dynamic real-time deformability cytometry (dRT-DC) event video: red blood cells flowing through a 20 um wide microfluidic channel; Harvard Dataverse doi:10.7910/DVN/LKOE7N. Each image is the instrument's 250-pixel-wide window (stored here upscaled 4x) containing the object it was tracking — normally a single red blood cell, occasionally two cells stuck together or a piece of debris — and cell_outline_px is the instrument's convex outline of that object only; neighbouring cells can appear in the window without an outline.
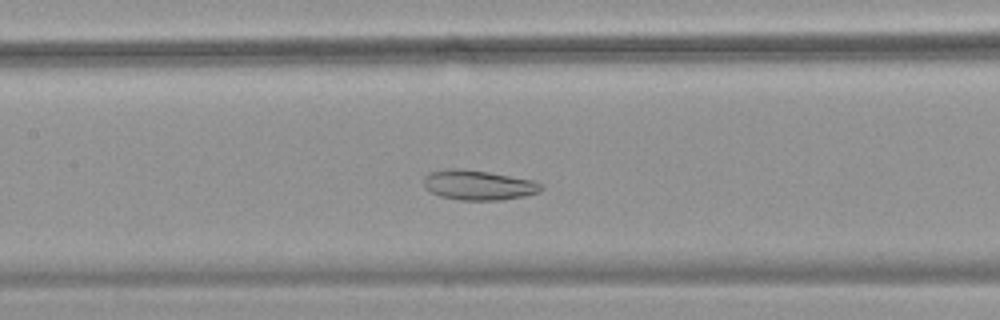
{"species": "common noctule bat (a hibernating species)", "species_latin": "Nyctalus noctula", "temperature_condition": "warm", "stored_images_in_passage": 51, "camera_frame_rate_fps": 3000, "um_per_image_px": 0.085, "animal": {"sex": "female", "body_mass_g": 18.4}, "frame": {"image": 1, "passage_image": 22, "time_ms": 7.0, "image_size_px": [1000, 320], "cell_outline_px": [[544, 188], [540, 192], [524, 196], [500, 200], [460, 200], [440, 196], [424, 188], [424, 176], [428, 172], [448, 168], [456, 168], [488, 172], [536, 180], [544, 184]], "centroid_in_image_um": [40.69, 15.72], "position_along_channel_um": 166.7, "area_um2": 20.69}}
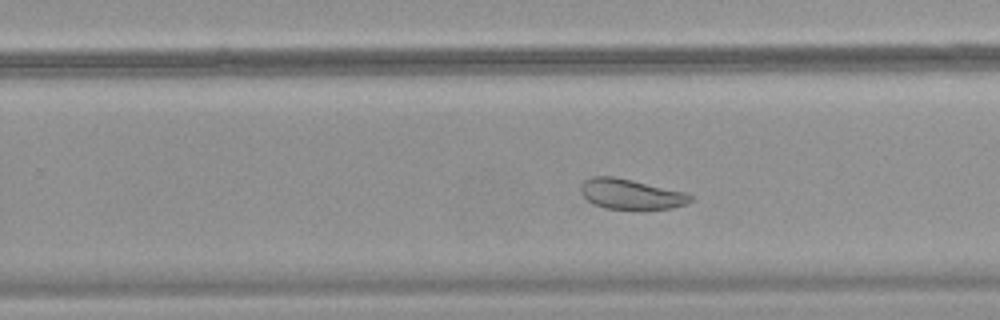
{"frame": {"image": 2, "passage_image": 31, "time_ms": 10.0, "image_size_px": [1000, 320], "cell_outline_px": [[692, 200], [688, 204], [672, 208], [604, 208], [592, 204], [580, 192], [580, 184], [584, 180], [592, 176], [612, 176], [632, 180], [688, 192], [692, 196]], "centroid_in_image_um": [53.63, 16.48], "position_along_channel_um": 276.2, "area_um2": 19.31}}
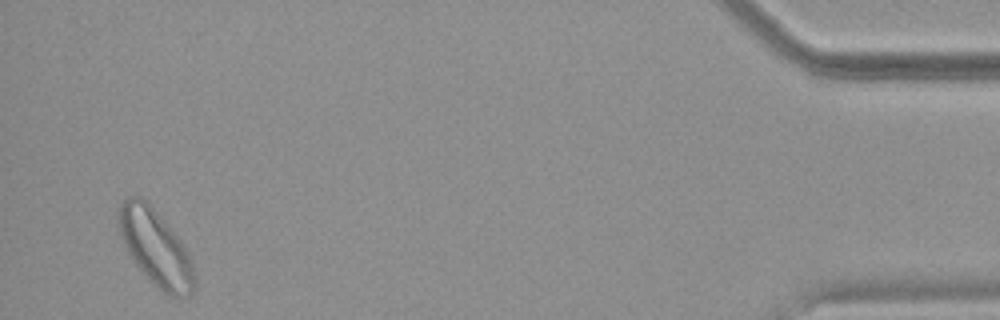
{"frame": {"image": 3, "passage_image": 49, "time_ms": 16.0, "image_size_px": [1000, 320], "cell_outline_px": [[196, 288], [188, 296], [180, 300], [168, 296], [136, 264], [128, 252], [120, 236], [116, 216], [120, 204], [124, 200], [132, 196], [140, 196], [156, 212], [180, 240], [188, 252], [196, 272]], "centroid_in_image_um": [13.25, 21.1], "position_along_channel_um": 421.9, "area_um2": 33.41}, "authors_computed_cell_mechanics": {"area_um2": 27.3394, "velocity_mm_per_s": 3.6739, "shape_relaxation_time_tau1_ms": null, "shape_relaxation_time_tau2_ms": 3.0687, "deformation_change_tau1": null, "deformation_change_tau2": 0.0947}}